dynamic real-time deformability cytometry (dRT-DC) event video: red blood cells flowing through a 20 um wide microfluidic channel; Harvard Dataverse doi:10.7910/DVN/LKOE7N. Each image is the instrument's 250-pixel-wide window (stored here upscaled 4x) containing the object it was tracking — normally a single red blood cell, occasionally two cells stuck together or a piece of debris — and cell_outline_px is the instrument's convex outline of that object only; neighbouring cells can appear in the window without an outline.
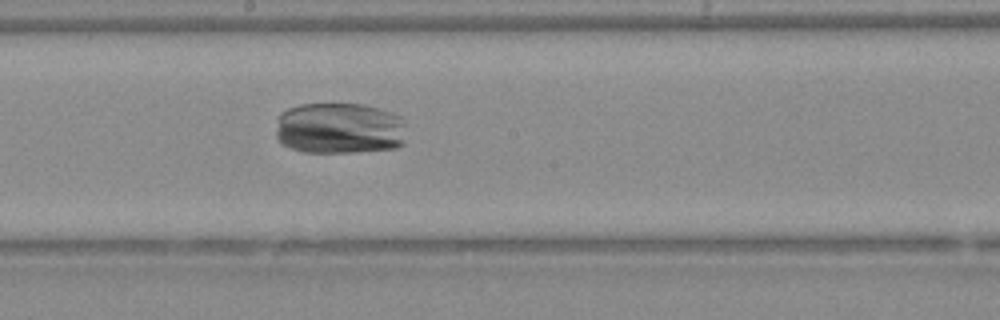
{"species": "Egyptian fruit bat (a non-hibernating species)", "species_latin": "Rousettus aegyptiacus", "temperature_condition": "warm", "stored_images_in_passage": 46, "camera_frame_rate_fps": 3000, "um_per_image_px": 0.085, "animal": {"sex": "female"}, "frame": {"image": 1, "passage_image": 24, "time_ms": 7.667, "image_size_px": [1000, 320], "cell_outline_px": [[404, 144], [396, 148], [352, 152], [304, 152], [292, 148], [284, 144], [276, 136], [276, 132], [280, 112], [288, 108], [300, 104], [364, 104], [400, 116], [404, 124]], "centroid_in_image_um": [28.85, 10.91], "position_along_channel_um": 219.3, "area_um2": 39.13}}
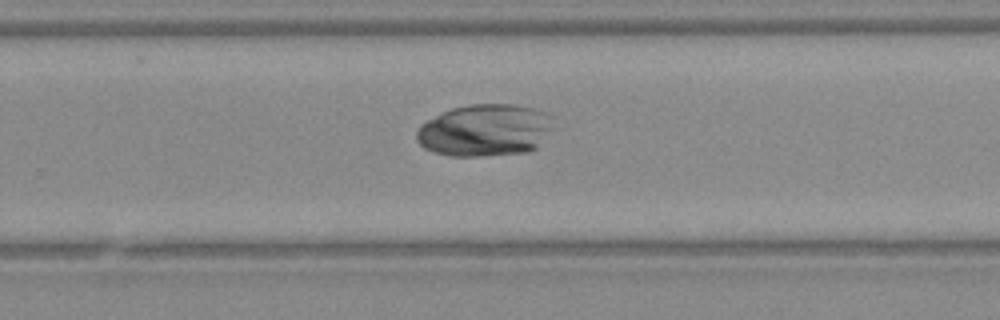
{"frame": {"image": 2, "passage_image": 29, "time_ms": 9.333, "image_size_px": [1000, 320], "cell_outline_px": [[556, 128], [536, 148], [528, 152], [480, 156], [448, 156], [424, 148], [416, 140], [416, 132], [420, 124], [452, 108], [468, 104], [516, 104], [536, 108], [548, 112]], "centroid_in_image_um": [41.28, 11.06], "position_along_channel_um": 288.5, "area_um2": 42.14}}
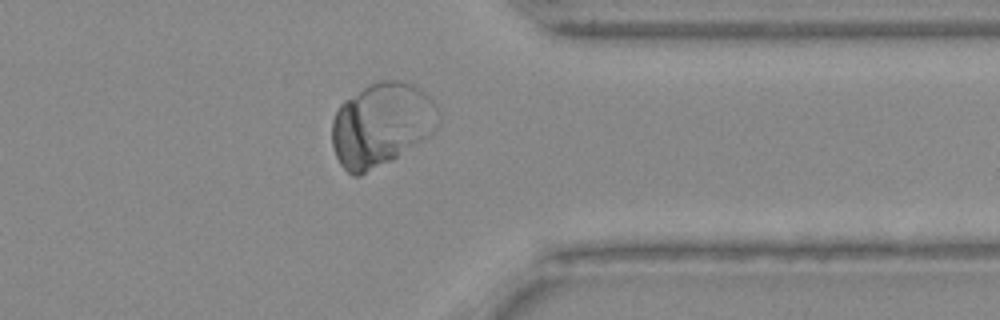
{"frame": {"image": 3, "passage_image": 36, "time_ms": 11.667, "image_size_px": [1000, 320], "cell_outline_px": [[436, 108], [432, 132], [428, 136], [392, 160], [360, 176], [352, 176], [340, 164], [336, 156], [332, 144], [332, 120], [340, 104], [344, 100], [368, 84], [380, 80], [400, 80], [412, 84], [420, 88], [436, 104]], "centroid_in_image_um": [32.35, 10.58], "position_along_channel_um": 379.1, "area_um2": 51.33}}